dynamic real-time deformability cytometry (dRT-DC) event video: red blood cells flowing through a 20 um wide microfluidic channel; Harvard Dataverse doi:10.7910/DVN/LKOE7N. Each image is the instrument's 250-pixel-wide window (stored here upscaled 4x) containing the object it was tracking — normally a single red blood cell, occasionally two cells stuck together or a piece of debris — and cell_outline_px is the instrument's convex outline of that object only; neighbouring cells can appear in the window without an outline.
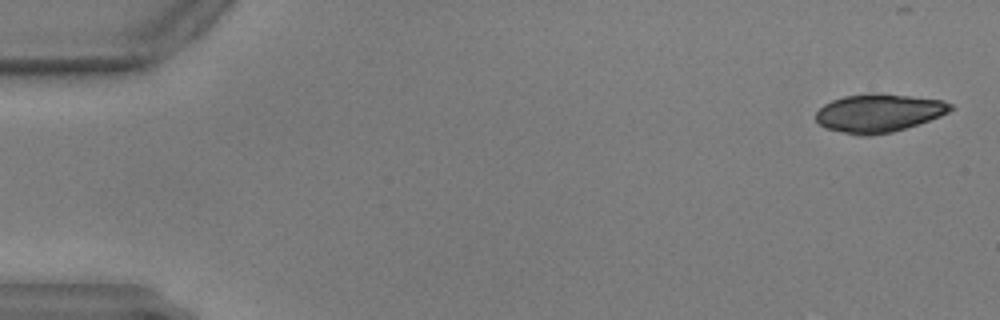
{"species": "common noctule bat (a hibernating species)", "species_latin": "Nyctalus noctula", "temperature_condition": "warm", "stored_images_in_passage": 5, "camera_frame_rate_fps": 3000, "um_per_image_px": 0.085, "animal": {"sex": "male", "body_mass_g": 17.9, "forearm_length_mm": 54.2}, "frame": {"image": 1, "passage_image": 2, "time_ms": 0.333, "image_size_px": [1000, 320], "cell_outline_px": [[956, 108], [940, 116], [892, 132], [868, 136], [860, 136], [824, 128], [816, 120], [816, 112], [824, 104], [832, 100], [844, 96], [872, 92], [944, 100], [952, 104]], "centroid_in_image_um": [74.68, 9.6], "position_along_channel_um": 10.3, "area_um2": 30.0}}